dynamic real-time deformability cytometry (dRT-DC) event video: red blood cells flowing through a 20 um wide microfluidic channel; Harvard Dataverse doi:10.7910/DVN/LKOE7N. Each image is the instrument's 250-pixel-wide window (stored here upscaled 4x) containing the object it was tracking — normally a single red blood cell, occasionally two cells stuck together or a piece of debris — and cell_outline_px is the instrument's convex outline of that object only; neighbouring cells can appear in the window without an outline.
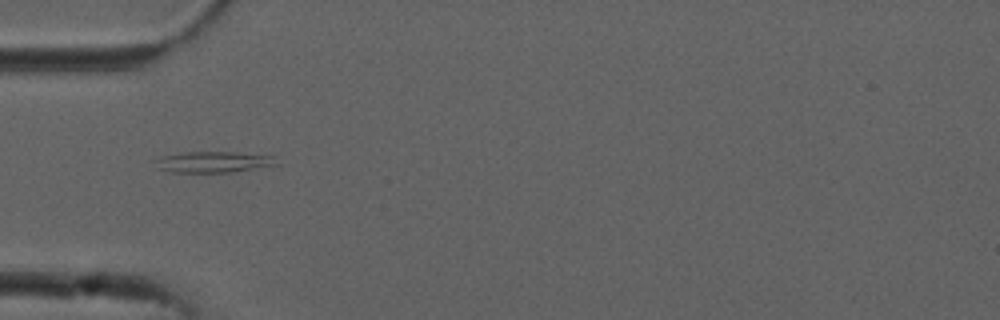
{"species": "common noctule bat (a hibernating species)", "species_latin": "Nyctalus noctula", "temperature_condition": "cold", "stored_images_in_passage": 1, "camera_frame_rate_fps": 3000, "um_per_image_px": 0.085, "animal": {"sex": "male", "forearm_length_mm": 52.5}, "frame": {"image": 1, "passage_image": 1, "time_ms": 0.0, "image_size_px": [1000, 320], "cell_outline_px": [[280, 164], [236, 172], [172, 172], [156, 168], [156, 160], [160, 156], [188, 152], [236, 152], [272, 156]], "centroid_in_image_um": [18.15, 13.77], "position_along_channel_um": 66.8, "area_um2": 14.85}}